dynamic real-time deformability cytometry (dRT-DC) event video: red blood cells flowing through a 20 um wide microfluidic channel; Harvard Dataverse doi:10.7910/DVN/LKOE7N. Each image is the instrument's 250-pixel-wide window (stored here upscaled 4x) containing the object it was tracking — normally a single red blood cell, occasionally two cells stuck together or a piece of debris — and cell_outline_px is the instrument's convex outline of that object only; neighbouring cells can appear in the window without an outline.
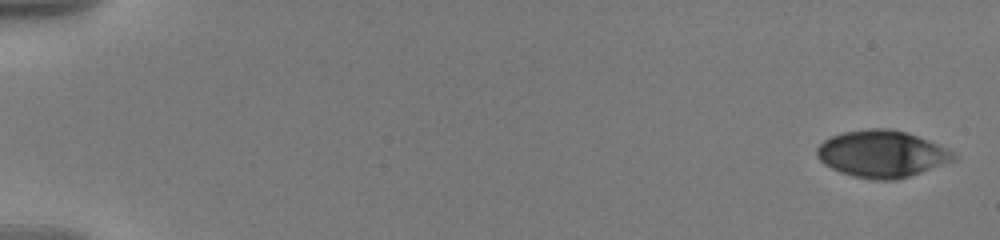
{"species": "human", "species_latin": "Homo sapiens", "temperature_condition": "warm", "stored_images_in_passage": 22, "camera_frame_rate_fps": 3000, "um_per_image_px": 0.085, "donor": {"sex": "male"}, "frame": {"image": 1, "passage_image": 1, "time_ms": 0.0, "image_size_px": [1000, 240], "cell_outline_px": [[956, 160], [908, 176], [892, 180], [876, 180], [856, 176], [840, 172], [824, 164], [816, 156], [816, 148], [824, 140], [832, 136], [844, 132], [868, 128], [888, 128], [904, 132], [928, 140], [952, 152], [956, 156]], "centroid_in_image_um": [74.92, 13.07], "position_along_channel_um": 10.1, "area_um2": 36.82}}
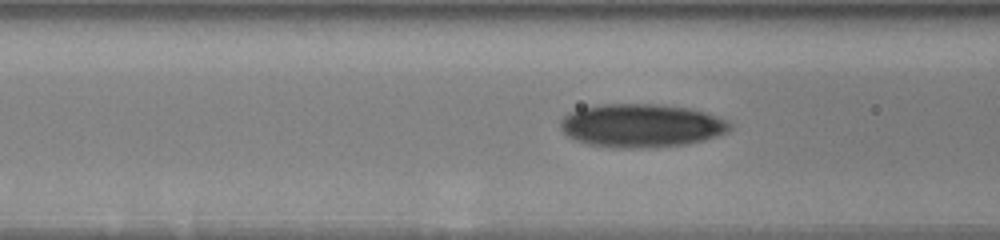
{"frame": {"image": 2, "passage_image": 16, "time_ms": 7.667, "image_size_px": [1000, 240], "cell_outline_px": [[732, 128], [728, 132], [704, 140], [684, 144], [636, 148], [620, 148], [588, 144], [576, 140], [568, 136], [560, 128], [560, 120], [568, 112], [580, 108], [604, 104], [660, 104], [688, 108], [704, 112], [724, 120], [732, 124]], "centroid_in_image_um": [54.48, 10.67], "position_along_channel_um": 112.1, "area_um2": 42.6}}
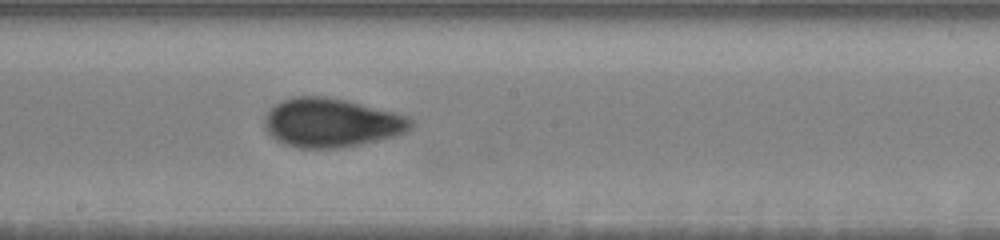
{"frame": {"image": 3, "passage_image": 22, "time_ms": 10.667, "image_size_px": [1000, 240], "cell_outline_px": [[416, 124], [408, 132], [396, 136], [360, 144], [340, 148], [296, 148], [284, 144], [276, 140], [268, 132], [264, 124], [264, 116], [280, 100], [296, 96], [324, 96], [348, 100], [408, 116]], "centroid_in_image_um": [28.19, 10.43], "position_along_channel_um": 220.0, "area_um2": 42.02}}